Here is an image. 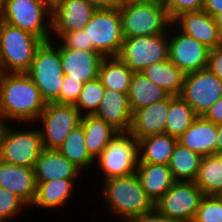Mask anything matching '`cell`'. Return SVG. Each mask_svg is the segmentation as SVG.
<instances>
[{
    "instance_id": "28",
    "label": "cell",
    "mask_w": 222,
    "mask_h": 222,
    "mask_svg": "<svg viewBox=\"0 0 222 222\" xmlns=\"http://www.w3.org/2000/svg\"><path fill=\"white\" fill-rule=\"evenodd\" d=\"M147 78L163 88L169 95L180 96L185 74L169 59L153 63L141 71Z\"/></svg>"
},
{
    "instance_id": "16",
    "label": "cell",
    "mask_w": 222,
    "mask_h": 222,
    "mask_svg": "<svg viewBox=\"0 0 222 222\" xmlns=\"http://www.w3.org/2000/svg\"><path fill=\"white\" fill-rule=\"evenodd\" d=\"M172 23L181 32L193 37L210 49L222 46V35L213 17L203 10L180 14Z\"/></svg>"
},
{
    "instance_id": "30",
    "label": "cell",
    "mask_w": 222,
    "mask_h": 222,
    "mask_svg": "<svg viewBox=\"0 0 222 222\" xmlns=\"http://www.w3.org/2000/svg\"><path fill=\"white\" fill-rule=\"evenodd\" d=\"M202 158L201 155L177 142L168 164L174 180L194 182L197 178Z\"/></svg>"
},
{
    "instance_id": "19",
    "label": "cell",
    "mask_w": 222,
    "mask_h": 222,
    "mask_svg": "<svg viewBox=\"0 0 222 222\" xmlns=\"http://www.w3.org/2000/svg\"><path fill=\"white\" fill-rule=\"evenodd\" d=\"M168 111L169 97L135 110L132 113L129 132L137 140L157 134H165Z\"/></svg>"
},
{
    "instance_id": "43",
    "label": "cell",
    "mask_w": 222,
    "mask_h": 222,
    "mask_svg": "<svg viewBox=\"0 0 222 222\" xmlns=\"http://www.w3.org/2000/svg\"><path fill=\"white\" fill-rule=\"evenodd\" d=\"M203 11L211 17L222 12V0H205Z\"/></svg>"
},
{
    "instance_id": "6",
    "label": "cell",
    "mask_w": 222,
    "mask_h": 222,
    "mask_svg": "<svg viewBox=\"0 0 222 222\" xmlns=\"http://www.w3.org/2000/svg\"><path fill=\"white\" fill-rule=\"evenodd\" d=\"M27 129L4 124L0 135V160L14 165L33 168L43 151V144L37 124ZM35 128V129H34Z\"/></svg>"
},
{
    "instance_id": "42",
    "label": "cell",
    "mask_w": 222,
    "mask_h": 222,
    "mask_svg": "<svg viewBox=\"0 0 222 222\" xmlns=\"http://www.w3.org/2000/svg\"><path fill=\"white\" fill-rule=\"evenodd\" d=\"M205 120L218 125L222 123V97L218 99L202 116Z\"/></svg>"
},
{
    "instance_id": "46",
    "label": "cell",
    "mask_w": 222,
    "mask_h": 222,
    "mask_svg": "<svg viewBox=\"0 0 222 222\" xmlns=\"http://www.w3.org/2000/svg\"><path fill=\"white\" fill-rule=\"evenodd\" d=\"M213 19H214L216 26L218 27L220 34L222 35V12L219 14H216L213 17Z\"/></svg>"
},
{
    "instance_id": "3",
    "label": "cell",
    "mask_w": 222,
    "mask_h": 222,
    "mask_svg": "<svg viewBox=\"0 0 222 222\" xmlns=\"http://www.w3.org/2000/svg\"><path fill=\"white\" fill-rule=\"evenodd\" d=\"M42 42L37 36L0 20L1 72L26 73Z\"/></svg>"
},
{
    "instance_id": "8",
    "label": "cell",
    "mask_w": 222,
    "mask_h": 222,
    "mask_svg": "<svg viewBox=\"0 0 222 222\" xmlns=\"http://www.w3.org/2000/svg\"><path fill=\"white\" fill-rule=\"evenodd\" d=\"M51 18V9L43 0H7L1 20L44 42L51 40Z\"/></svg>"
},
{
    "instance_id": "13",
    "label": "cell",
    "mask_w": 222,
    "mask_h": 222,
    "mask_svg": "<svg viewBox=\"0 0 222 222\" xmlns=\"http://www.w3.org/2000/svg\"><path fill=\"white\" fill-rule=\"evenodd\" d=\"M168 50L169 60L184 74L200 71L208 66L210 48L181 32L173 23L168 29Z\"/></svg>"
},
{
    "instance_id": "50",
    "label": "cell",
    "mask_w": 222,
    "mask_h": 222,
    "mask_svg": "<svg viewBox=\"0 0 222 222\" xmlns=\"http://www.w3.org/2000/svg\"><path fill=\"white\" fill-rule=\"evenodd\" d=\"M4 127V122L0 119V135Z\"/></svg>"
},
{
    "instance_id": "29",
    "label": "cell",
    "mask_w": 222,
    "mask_h": 222,
    "mask_svg": "<svg viewBox=\"0 0 222 222\" xmlns=\"http://www.w3.org/2000/svg\"><path fill=\"white\" fill-rule=\"evenodd\" d=\"M133 71L118 57H104L98 78L105 89L128 93Z\"/></svg>"
},
{
    "instance_id": "23",
    "label": "cell",
    "mask_w": 222,
    "mask_h": 222,
    "mask_svg": "<svg viewBox=\"0 0 222 222\" xmlns=\"http://www.w3.org/2000/svg\"><path fill=\"white\" fill-rule=\"evenodd\" d=\"M136 174L147 196L155 204L176 182L165 164L138 163Z\"/></svg>"
},
{
    "instance_id": "25",
    "label": "cell",
    "mask_w": 222,
    "mask_h": 222,
    "mask_svg": "<svg viewBox=\"0 0 222 222\" xmlns=\"http://www.w3.org/2000/svg\"><path fill=\"white\" fill-rule=\"evenodd\" d=\"M80 124L84 129L86 149L94 160L118 133L111 125L94 115H83Z\"/></svg>"
},
{
    "instance_id": "14",
    "label": "cell",
    "mask_w": 222,
    "mask_h": 222,
    "mask_svg": "<svg viewBox=\"0 0 222 222\" xmlns=\"http://www.w3.org/2000/svg\"><path fill=\"white\" fill-rule=\"evenodd\" d=\"M180 96L197 116H203L222 97V81L208 68L187 73Z\"/></svg>"
},
{
    "instance_id": "1",
    "label": "cell",
    "mask_w": 222,
    "mask_h": 222,
    "mask_svg": "<svg viewBox=\"0 0 222 222\" xmlns=\"http://www.w3.org/2000/svg\"><path fill=\"white\" fill-rule=\"evenodd\" d=\"M47 103L27 73L0 72V119L4 124L36 123ZM22 123V124H21ZM31 123V124H30Z\"/></svg>"
},
{
    "instance_id": "41",
    "label": "cell",
    "mask_w": 222,
    "mask_h": 222,
    "mask_svg": "<svg viewBox=\"0 0 222 222\" xmlns=\"http://www.w3.org/2000/svg\"><path fill=\"white\" fill-rule=\"evenodd\" d=\"M125 222H172L156 208L148 213L127 219Z\"/></svg>"
},
{
    "instance_id": "31",
    "label": "cell",
    "mask_w": 222,
    "mask_h": 222,
    "mask_svg": "<svg viewBox=\"0 0 222 222\" xmlns=\"http://www.w3.org/2000/svg\"><path fill=\"white\" fill-rule=\"evenodd\" d=\"M198 116L181 96H169L165 134L179 138Z\"/></svg>"
},
{
    "instance_id": "18",
    "label": "cell",
    "mask_w": 222,
    "mask_h": 222,
    "mask_svg": "<svg viewBox=\"0 0 222 222\" xmlns=\"http://www.w3.org/2000/svg\"><path fill=\"white\" fill-rule=\"evenodd\" d=\"M93 115L103 119L118 132H129L132 111L128 101V93L105 89L99 107Z\"/></svg>"
},
{
    "instance_id": "32",
    "label": "cell",
    "mask_w": 222,
    "mask_h": 222,
    "mask_svg": "<svg viewBox=\"0 0 222 222\" xmlns=\"http://www.w3.org/2000/svg\"><path fill=\"white\" fill-rule=\"evenodd\" d=\"M58 150L81 172L87 169L91 170L90 167H93L95 164V160L86 149L84 143V129L81 124L69 133Z\"/></svg>"
},
{
    "instance_id": "49",
    "label": "cell",
    "mask_w": 222,
    "mask_h": 222,
    "mask_svg": "<svg viewBox=\"0 0 222 222\" xmlns=\"http://www.w3.org/2000/svg\"><path fill=\"white\" fill-rule=\"evenodd\" d=\"M7 0H0V20L2 19Z\"/></svg>"
},
{
    "instance_id": "48",
    "label": "cell",
    "mask_w": 222,
    "mask_h": 222,
    "mask_svg": "<svg viewBox=\"0 0 222 222\" xmlns=\"http://www.w3.org/2000/svg\"><path fill=\"white\" fill-rule=\"evenodd\" d=\"M43 1L52 10L56 5L61 3L63 0H43Z\"/></svg>"
},
{
    "instance_id": "20",
    "label": "cell",
    "mask_w": 222,
    "mask_h": 222,
    "mask_svg": "<svg viewBox=\"0 0 222 222\" xmlns=\"http://www.w3.org/2000/svg\"><path fill=\"white\" fill-rule=\"evenodd\" d=\"M36 183L54 179H78L81 171L73 165L58 149H43L34 164Z\"/></svg>"
},
{
    "instance_id": "12",
    "label": "cell",
    "mask_w": 222,
    "mask_h": 222,
    "mask_svg": "<svg viewBox=\"0 0 222 222\" xmlns=\"http://www.w3.org/2000/svg\"><path fill=\"white\" fill-rule=\"evenodd\" d=\"M203 196L195 182L176 181L155 208L172 222H193Z\"/></svg>"
},
{
    "instance_id": "27",
    "label": "cell",
    "mask_w": 222,
    "mask_h": 222,
    "mask_svg": "<svg viewBox=\"0 0 222 222\" xmlns=\"http://www.w3.org/2000/svg\"><path fill=\"white\" fill-rule=\"evenodd\" d=\"M169 96L168 92L151 82L143 73H133L128 91V101L132 113L139 108L162 101Z\"/></svg>"
},
{
    "instance_id": "21",
    "label": "cell",
    "mask_w": 222,
    "mask_h": 222,
    "mask_svg": "<svg viewBox=\"0 0 222 222\" xmlns=\"http://www.w3.org/2000/svg\"><path fill=\"white\" fill-rule=\"evenodd\" d=\"M0 187L19 196L30 207L37 188L34 169L0 160Z\"/></svg>"
},
{
    "instance_id": "36",
    "label": "cell",
    "mask_w": 222,
    "mask_h": 222,
    "mask_svg": "<svg viewBox=\"0 0 222 222\" xmlns=\"http://www.w3.org/2000/svg\"><path fill=\"white\" fill-rule=\"evenodd\" d=\"M193 222H222V195H204Z\"/></svg>"
},
{
    "instance_id": "7",
    "label": "cell",
    "mask_w": 222,
    "mask_h": 222,
    "mask_svg": "<svg viewBox=\"0 0 222 222\" xmlns=\"http://www.w3.org/2000/svg\"><path fill=\"white\" fill-rule=\"evenodd\" d=\"M138 161V140L130 132H118L95 159V166L108 179L136 173Z\"/></svg>"
},
{
    "instance_id": "22",
    "label": "cell",
    "mask_w": 222,
    "mask_h": 222,
    "mask_svg": "<svg viewBox=\"0 0 222 222\" xmlns=\"http://www.w3.org/2000/svg\"><path fill=\"white\" fill-rule=\"evenodd\" d=\"M178 143L202 157L216 155L217 125L198 116L178 138Z\"/></svg>"
},
{
    "instance_id": "37",
    "label": "cell",
    "mask_w": 222,
    "mask_h": 222,
    "mask_svg": "<svg viewBox=\"0 0 222 222\" xmlns=\"http://www.w3.org/2000/svg\"><path fill=\"white\" fill-rule=\"evenodd\" d=\"M161 2L173 21L180 14L202 11L205 0H161Z\"/></svg>"
},
{
    "instance_id": "2",
    "label": "cell",
    "mask_w": 222,
    "mask_h": 222,
    "mask_svg": "<svg viewBox=\"0 0 222 222\" xmlns=\"http://www.w3.org/2000/svg\"><path fill=\"white\" fill-rule=\"evenodd\" d=\"M100 195L109 214L116 220L125 222L127 219L148 213L155 204L142 188L136 173L104 179ZM104 197V198H103Z\"/></svg>"
},
{
    "instance_id": "44",
    "label": "cell",
    "mask_w": 222,
    "mask_h": 222,
    "mask_svg": "<svg viewBox=\"0 0 222 222\" xmlns=\"http://www.w3.org/2000/svg\"><path fill=\"white\" fill-rule=\"evenodd\" d=\"M98 9L117 8V0H87Z\"/></svg>"
},
{
    "instance_id": "45",
    "label": "cell",
    "mask_w": 222,
    "mask_h": 222,
    "mask_svg": "<svg viewBox=\"0 0 222 222\" xmlns=\"http://www.w3.org/2000/svg\"><path fill=\"white\" fill-rule=\"evenodd\" d=\"M222 152V123L217 125L216 155Z\"/></svg>"
},
{
    "instance_id": "33",
    "label": "cell",
    "mask_w": 222,
    "mask_h": 222,
    "mask_svg": "<svg viewBox=\"0 0 222 222\" xmlns=\"http://www.w3.org/2000/svg\"><path fill=\"white\" fill-rule=\"evenodd\" d=\"M194 182L204 195H222V160L218 155L202 158Z\"/></svg>"
},
{
    "instance_id": "5",
    "label": "cell",
    "mask_w": 222,
    "mask_h": 222,
    "mask_svg": "<svg viewBox=\"0 0 222 222\" xmlns=\"http://www.w3.org/2000/svg\"><path fill=\"white\" fill-rule=\"evenodd\" d=\"M26 73L32 78L46 103H59L65 75L62 69L60 47L56 41L49 40L41 43Z\"/></svg>"
},
{
    "instance_id": "47",
    "label": "cell",
    "mask_w": 222,
    "mask_h": 222,
    "mask_svg": "<svg viewBox=\"0 0 222 222\" xmlns=\"http://www.w3.org/2000/svg\"><path fill=\"white\" fill-rule=\"evenodd\" d=\"M148 0H117V7H121L123 5L131 4V3H137V2H144Z\"/></svg>"
},
{
    "instance_id": "26",
    "label": "cell",
    "mask_w": 222,
    "mask_h": 222,
    "mask_svg": "<svg viewBox=\"0 0 222 222\" xmlns=\"http://www.w3.org/2000/svg\"><path fill=\"white\" fill-rule=\"evenodd\" d=\"M178 138L157 134L138 140V163L168 165Z\"/></svg>"
},
{
    "instance_id": "39",
    "label": "cell",
    "mask_w": 222,
    "mask_h": 222,
    "mask_svg": "<svg viewBox=\"0 0 222 222\" xmlns=\"http://www.w3.org/2000/svg\"><path fill=\"white\" fill-rule=\"evenodd\" d=\"M83 85L82 81L70 79V76L65 75L60 90L59 103L74 105L83 89Z\"/></svg>"
},
{
    "instance_id": "34",
    "label": "cell",
    "mask_w": 222,
    "mask_h": 222,
    "mask_svg": "<svg viewBox=\"0 0 222 222\" xmlns=\"http://www.w3.org/2000/svg\"><path fill=\"white\" fill-rule=\"evenodd\" d=\"M104 92L105 88L98 77L84 83L83 89L74 104L75 108L82 116L93 115L99 107Z\"/></svg>"
},
{
    "instance_id": "51",
    "label": "cell",
    "mask_w": 222,
    "mask_h": 222,
    "mask_svg": "<svg viewBox=\"0 0 222 222\" xmlns=\"http://www.w3.org/2000/svg\"><path fill=\"white\" fill-rule=\"evenodd\" d=\"M217 155H218V156L220 157V159L222 160V152L218 153Z\"/></svg>"
},
{
    "instance_id": "35",
    "label": "cell",
    "mask_w": 222,
    "mask_h": 222,
    "mask_svg": "<svg viewBox=\"0 0 222 222\" xmlns=\"http://www.w3.org/2000/svg\"><path fill=\"white\" fill-rule=\"evenodd\" d=\"M29 206L16 194L0 187V222H9L20 215Z\"/></svg>"
},
{
    "instance_id": "15",
    "label": "cell",
    "mask_w": 222,
    "mask_h": 222,
    "mask_svg": "<svg viewBox=\"0 0 222 222\" xmlns=\"http://www.w3.org/2000/svg\"><path fill=\"white\" fill-rule=\"evenodd\" d=\"M97 9L87 0H63L51 10V40L65 32L84 29Z\"/></svg>"
},
{
    "instance_id": "17",
    "label": "cell",
    "mask_w": 222,
    "mask_h": 222,
    "mask_svg": "<svg viewBox=\"0 0 222 222\" xmlns=\"http://www.w3.org/2000/svg\"><path fill=\"white\" fill-rule=\"evenodd\" d=\"M60 56L63 74L83 83L98 77L100 63L104 58L95 50L69 48H60Z\"/></svg>"
},
{
    "instance_id": "40",
    "label": "cell",
    "mask_w": 222,
    "mask_h": 222,
    "mask_svg": "<svg viewBox=\"0 0 222 222\" xmlns=\"http://www.w3.org/2000/svg\"><path fill=\"white\" fill-rule=\"evenodd\" d=\"M207 68L222 81V46L210 49Z\"/></svg>"
},
{
    "instance_id": "24",
    "label": "cell",
    "mask_w": 222,
    "mask_h": 222,
    "mask_svg": "<svg viewBox=\"0 0 222 222\" xmlns=\"http://www.w3.org/2000/svg\"><path fill=\"white\" fill-rule=\"evenodd\" d=\"M77 179H54L48 182L36 183V195L31 208L35 207L49 211L70 204L69 198L74 192Z\"/></svg>"
},
{
    "instance_id": "11",
    "label": "cell",
    "mask_w": 222,
    "mask_h": 222,
    "mask_svg": "<svg viewBox=\"0 0 222 222\" xmlns=\"http://www.w3.org/2000/svg\"><path fill=\"white\" fill-rule=\"evenodd\" d=\"M168 31L163 34L124 38L118 57L135 73L169 59Z\"/></svg>"
},
{
    "instance_id": "10",
    "label": "cell",
    "mask_w": 222,
    "mask_h": 222,
    "mask_svg": "<svg viewBox=\"0 0 222 222\" xmlns=\"http://www.w3.org/2000/svg\"><path fill=\"white\" fill-rule=\"evenodd\" d=\"M82 115L73 104L47 103L36 124L44 149H58L69 133L80 125Z\"/></svg>"
},
{
    "instance_id": "9",
    "label": "cell",
    "mask_w": 222,
    "mask_h": 222,
    "mask_svg": "<svg viewBox=\"0 0 222 222\" xmlns=\"http://www.w3.org/2000/svg\"><path fill=\"white\" fill-rule=\"evenodd\" d=\"M88 43L103 57L119 55L124 40L122 20L117 8L97 9L84 27Z\"/></svg>"
},
{
    "instance_id": "4",
    "label": "cell",
    "mask_w": 222,
    "mask_h": 222,
    "mask_svg": "<svg viewBox=\"0 0 222 222\" xmlns=\"http://www.w3.org/2000/svg\"><path fill=\"white\" fill-rule=\"evenodd\" d=\"M124 38L166 33L172 23L161 0H148L118 7Z\"/></svg>"
},
{
    "instance_id": "38",
    "label": "cell",
    "mask_w": 222,
    "mask_h": 222,
    "mask_svg": "<svg viewBox=\"0 0 222 222\" xmlns=\"http://www.w3.org/2000/svg\"><path fill=\"white\" fill-rule=\"evenodd\" d=\"M58 41L60 48L79 49V50H94L92 43H88L87 32L84 29L63 33Z\"/></svg>"
}]
</instances>
